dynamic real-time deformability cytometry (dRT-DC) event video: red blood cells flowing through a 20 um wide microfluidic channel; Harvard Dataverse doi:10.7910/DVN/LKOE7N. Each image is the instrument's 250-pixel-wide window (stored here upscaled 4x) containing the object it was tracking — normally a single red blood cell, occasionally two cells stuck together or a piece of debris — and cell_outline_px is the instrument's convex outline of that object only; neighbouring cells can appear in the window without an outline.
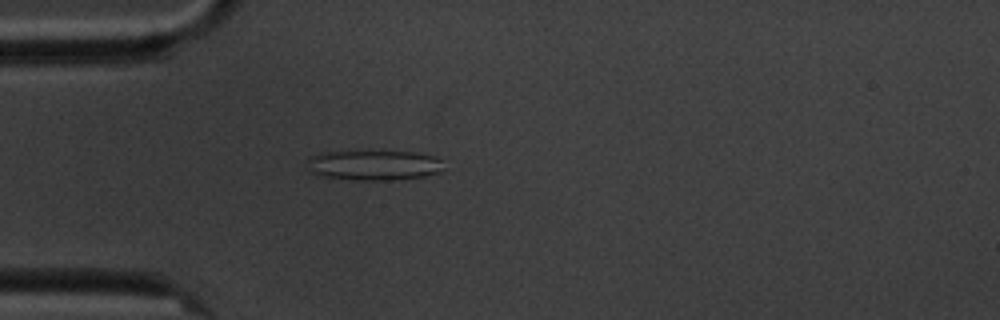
{"species": "common noctule bat (a hibernating species)", "species_latin": "Nyctalus noctula", "temperature_condition": "cold", "stored_images_in_passage": 5, "camera_frame_rate_fps": 3000, "um_per_image_px": 0.085, "animal": {"sex": "male", "body_mass_g": 20.1, "forearm_length_mm": 53.5}, "frame": {"image": 1, "passage_image": 5, "time_ms": 4.333, "image_size_px": [1000, 320], "cell_outline_px": [[444, 168], [440, 172], [424, 176], [388, 180], [356, 180], [320, 176], [308, 172], [308, 156], [320, 152], [416, 152], [432, 156], [444, 160]], "centroid_in_image_um": [31.77, 14.05], "position_along_channel_um": 53.2, "area_um2": 24.04}}